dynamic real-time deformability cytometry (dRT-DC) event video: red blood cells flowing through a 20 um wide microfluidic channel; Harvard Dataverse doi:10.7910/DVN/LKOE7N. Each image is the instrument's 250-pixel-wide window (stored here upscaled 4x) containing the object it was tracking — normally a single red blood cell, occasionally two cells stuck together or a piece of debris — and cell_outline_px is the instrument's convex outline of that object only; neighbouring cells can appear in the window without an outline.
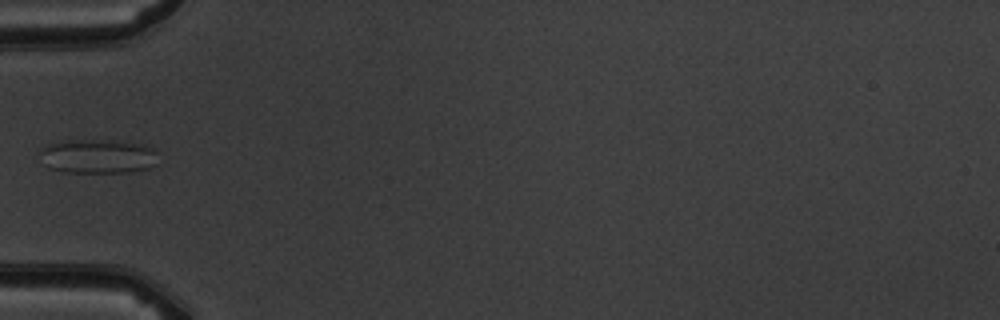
{"species": "common noctule bat (a hibernating species)", "species_latin": "Nyctalus noctula", "temperature_condition": "warm", "stored_images_in_passage": 2, "camera_frame_rate_fps": 3000, "um_per_image_px": 0.085, "animal": {"sex": "male", "body_mass_g": 19.5, "forearm_length_mm": 54.6}, "frame": {"image": 1, "passage_image": 2, "time_ms": 1.0, "image_size_px": [1000, 320], "cell_outline_px": [[156, 164], [148, 168], [124, 172], [64, 172], [48, 168], [44, 164], [40, 152], [40, 148], [44, 144], [64, 140], [120, 140], [148, 144], [152, 148]], "centroid_in_image_um": [8.26, 13.26], "position_along_channel_um": 76.7, "area_um2": 23.81}}